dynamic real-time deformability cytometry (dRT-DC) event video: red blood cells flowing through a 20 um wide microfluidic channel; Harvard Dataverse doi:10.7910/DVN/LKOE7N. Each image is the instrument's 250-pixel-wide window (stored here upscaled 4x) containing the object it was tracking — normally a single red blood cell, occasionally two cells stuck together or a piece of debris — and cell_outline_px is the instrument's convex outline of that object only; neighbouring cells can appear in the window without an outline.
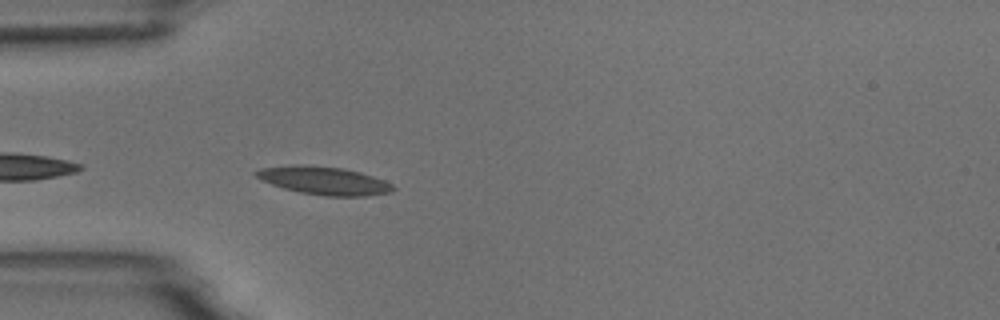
{"species": "common noctule bat (a hibernating species)", "species_latin": "Nyctalus noctula", "temperature_condition": "room temperature", "stored_images_in_passage": 5, "camera_frame_rate_fps": 3000, "um_per_image_px": 0.085, "animal": {"sex": "male", "body_mass_g": 18.8}, "frame": {"image": 1, "passage_image": 5, "time_ms": 4.667, "image_size_px": [1000, 320], "cell_outline_px": [[396, 188], [392, 192], [368, 196], [324, 196], [300, 192], [284, 188], [260, 180], [252, 172], [260, 168], [292, 164], [308, 164], [344, 168], [360, 172], [384, 180], [392, 184]], "centroid_in_image_um": [27.52, 15.34], "position_along_channel_um": 57.5, "area_um2": 22.72}}